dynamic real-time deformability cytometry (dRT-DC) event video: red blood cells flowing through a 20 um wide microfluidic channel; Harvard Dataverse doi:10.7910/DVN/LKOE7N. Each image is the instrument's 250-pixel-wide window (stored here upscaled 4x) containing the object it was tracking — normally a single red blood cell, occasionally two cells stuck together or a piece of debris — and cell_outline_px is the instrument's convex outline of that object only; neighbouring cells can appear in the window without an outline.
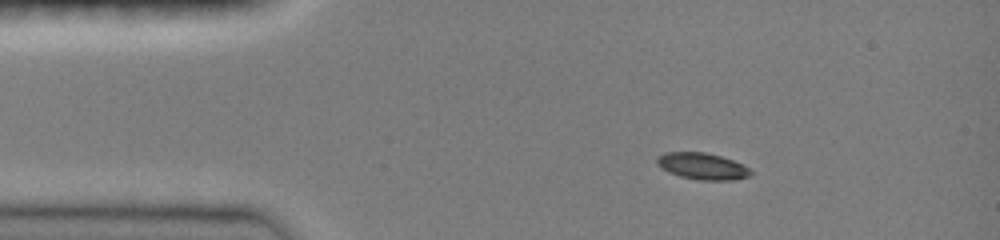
{"species": "common noctule bat (a hibernating species)", "species_latin": "Nyctalus noctula", "temperature_condition": "room temperature", "stored_images_in_passage": 41, "camera_frame_rate_fps": 3000, "um_per_image_px": 0.085, "animal": {"sex": "female", "body_mass_g": 19.0, "forearm_length_mm": 51.5}, "frame": {"image": 1, "passage_image": 1, "time_ms": 0.0, "image_size_px": [1000, 240], "cell_outline_px": [[752, 176], [736, 180], [700, 180], [680, 176], [668, 172], [660, 168], [656, 164], [656, 156], [664, 152], [704, 152], [720, 156], [732, 160], [748, 168], [752, 172]], "centroid_in_image_um": [59.66, 14.13], "position_along_channel_um": 25.3, "area_um2": 14.62}}
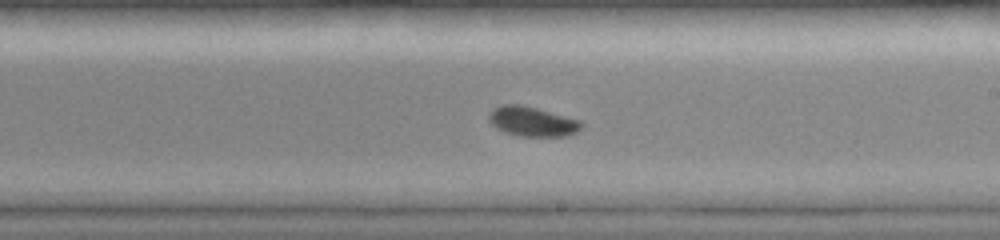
{"frame": {"image": 2, "passage_image": 21, "time_ms": 6.667, "image_size_px": [1000, 240], "cell_outline_px": [[584, 124], [576, 132], [568, 136], [524, 136], [508, 132], [496, 128], [488, 120], [488, 112], [492, 108], [500, 104], [520, 104], [536, 108], [580, 120]], "centroid_in_image_um": [45.22, 10.31], "position_along_channel_um": 243.8, "area_um2": 15.95}}
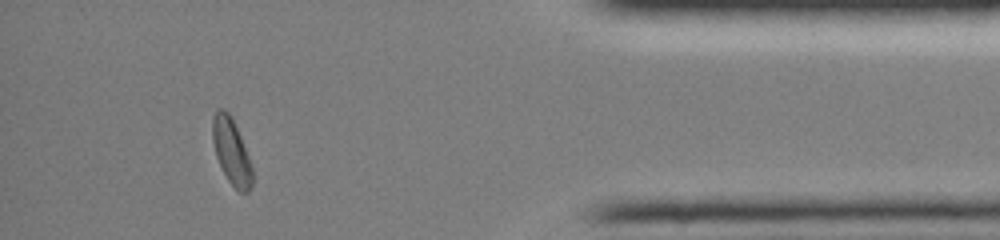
{"frame": {"image": 3, "passage_image": 36, "time_ms": 11.667, "image_size_px": [1000, 240], "cell_outline_px": [[252, 188], [248, 192], [240, 192], [228, 180], [216, 156], [212, 140], [212, 116], [216, 108], [224, 108], [232, 116], [248, 156], [252, 168]], "centroid_in_image_um": [19.65, 12.82], "position_along_channel_um": 415.6, "area_um2": 15.2}, "authors_computed_cell_mechanics": {"area_um2": 15.7216, "velocity_mm_per_s": 4.0628, "shape_relaxation_time_tau1_ms": 2.4185, "shape_relaxation_time_tau2_ms": null, "deformation_change_tau1": 0.1092, "deformation_change_tau2": null}}